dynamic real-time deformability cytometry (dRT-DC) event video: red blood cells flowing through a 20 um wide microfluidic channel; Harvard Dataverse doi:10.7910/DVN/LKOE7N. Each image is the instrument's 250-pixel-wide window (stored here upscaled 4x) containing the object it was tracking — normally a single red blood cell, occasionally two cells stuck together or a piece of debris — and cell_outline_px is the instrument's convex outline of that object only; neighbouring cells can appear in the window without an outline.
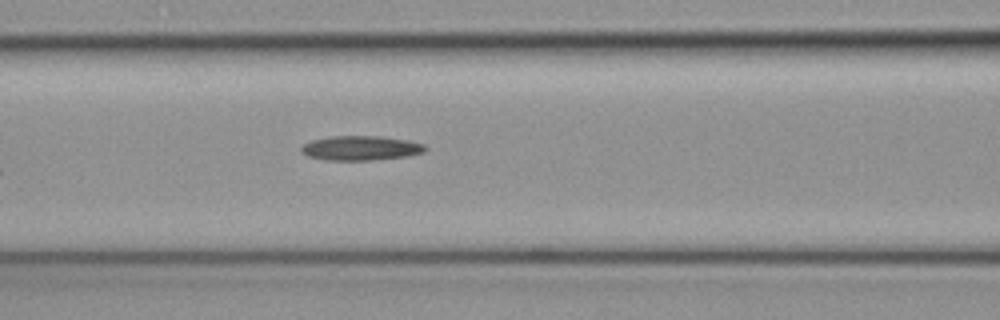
{"species": "common noctule bat (a hibernating species)", "species_latin": "Nyctalus noctula", "temperature_condition": "cold", "stored_images_in_passage": 6, "camera_frame_rate_fps": 3000, "um_per_image_px": 0.085, "animal": {"sex": "female", "body_mass_g": 19.3, "forearm_length_mm": 54.1}, "frame": {"image": 1, "passage_image": 6, "time_ms": 1.667, "image_size_px": [1000, 320], "cell_outline_px": [[428, 148], [424, 152], [408, 156], [368, 160], [324, 160], [308, 156], [300, 152], [300, 148], [304, 144], [312, 140], [332, 136], [380, 136], [408, 140], [424, 144]], "centroid_in_image_um": [30.66, 12.58], "position_along_channel_um": 135.9, "area_um2": 17.74}}